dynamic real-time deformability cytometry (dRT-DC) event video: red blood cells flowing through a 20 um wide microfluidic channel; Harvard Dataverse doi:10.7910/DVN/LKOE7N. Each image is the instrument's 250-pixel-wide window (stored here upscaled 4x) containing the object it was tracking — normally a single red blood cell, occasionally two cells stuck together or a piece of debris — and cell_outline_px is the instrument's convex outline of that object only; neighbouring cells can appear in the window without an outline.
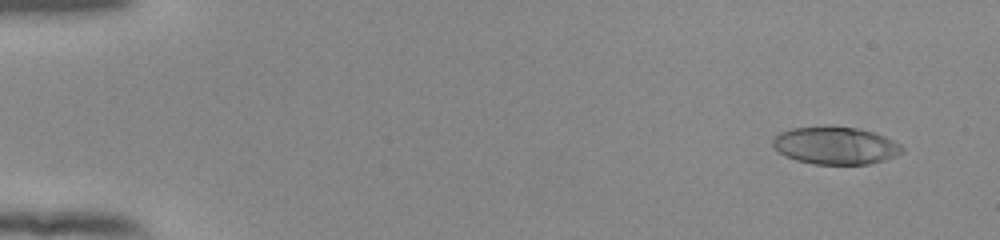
{"species": "human", "species_latin": "Homo sapiens", "temperature_condition": "room temperature", "stored_images_in_passage": 54, "camera_frame_rate_fps": 3000, "um_per_image_px": 0.085, "donor": {"sex": "female"}, "frame": {"image": 1, "passage_image": 4, "time_ms": 1.0, "image_size_px": [1000, 240], "cell_outline_px": [[904, 148], [900, 152], [884, 160], [868, 164], [816, 164], [796, 160], [784, 156], [772, 144], [772, 140], [780, 132], [792, 128], [824, 124], [832, 124], [856, 128], [872, 132], [884, 136], [900, 144]], "centroid_in_image_um": [70.96, 12.34], "position_along_channel_um": 14.0, "area_um2": 28.5}}
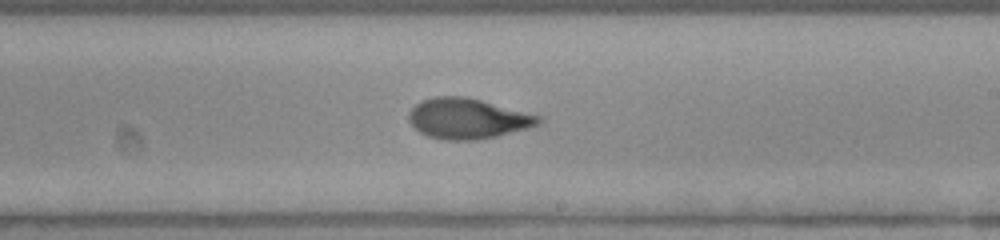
{"frame": {"image": 2, "passage_image": 33, "time_ms": 10.667, "image_size_px": [1000, 240], "cell_outline_px": [[544, 120], [540, 124], [528, 128], [496, 136], [476, 140], [444, 140], [428, 136], [420, 132], [408, 120], [408, 112], [420, 100], [432, 96], [464, 96], [544, 116]], "centroid_in_image_um": [39.77, 10.07], "position_along_channel_um": 249.2, "area_um2": 30.75}}
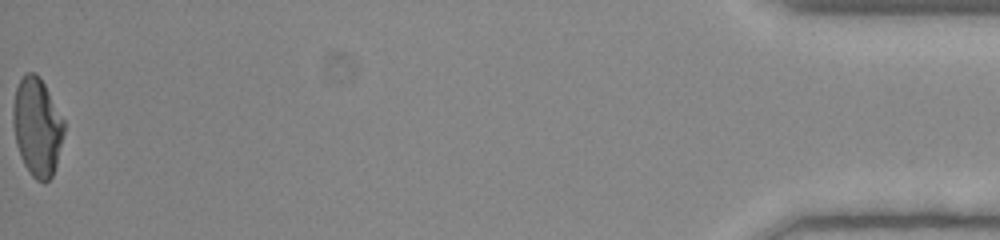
{"frame": {"image": 3, "passage_image": 54, "time_ms": 17.667, "image_size_px": [1000, 240], "cell_outline_px": [[64, 132], [56, 164], [52, 176], [44, 184], [36, 180], [32, 176], [24, 164], [20, 156], [16, 144], [12, 124], [12, 108], [16, 88], [24, 72], [36, 72], [44, 84], [64, 120]], "centroid_in_image_um": [3.13, 10.78], "position_along_channel_um": 432.1, "area_um2": 29.25}, "authors_computed_cell_mechanics": {"area_um2": 29.3624, "velocity_mm_per_s": 3.9305, "shape_relaxation_time_tau1_ms": null, "shape_relaxation_time_tau2_ms": 1.7427, "deformation_change_tau1": null, "deformation_change_tau2": 0.0809}}